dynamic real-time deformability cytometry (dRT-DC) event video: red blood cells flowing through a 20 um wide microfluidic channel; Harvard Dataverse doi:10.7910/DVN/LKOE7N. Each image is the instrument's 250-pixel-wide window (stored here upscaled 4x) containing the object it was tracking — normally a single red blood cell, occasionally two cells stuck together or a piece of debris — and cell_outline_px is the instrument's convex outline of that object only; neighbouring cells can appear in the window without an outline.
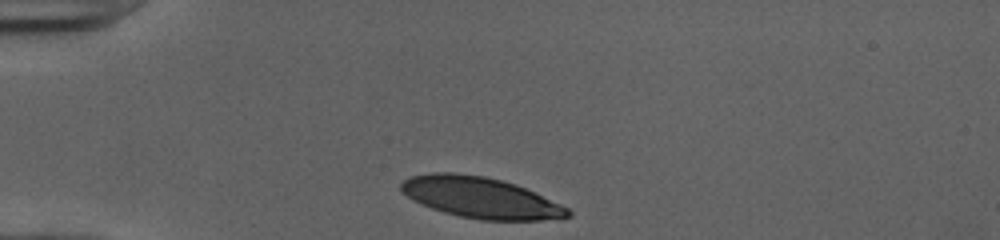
{"species": "human", "species_latin": "Homo sapiens", "temperature_condition": "cold", "stored_images_in_passage": 31, "camera_frame_rate_fps": 3000, "um_per_image_px": 0.085, "donor": {"sex": "female"}, "frame": {"image": 1, "passage_image": 1, "time_ms": 0.0, "image_size_px": [1000, 240], "cell_outline_px": [[572, 216], [540, 220], [480, 220], [460, 216], [444, 212], [432, 208], [412, 200], [400, 188], [400, 184], [408, 176], [432, 172], [452, 172], [484, 176], [516, 184], [560, 204], [568, 208], [572, 212]], "centroid_in_image_um": [40.82, 16.79], "position_along_channel_um": 44.2, "area_um2": 39.59}}
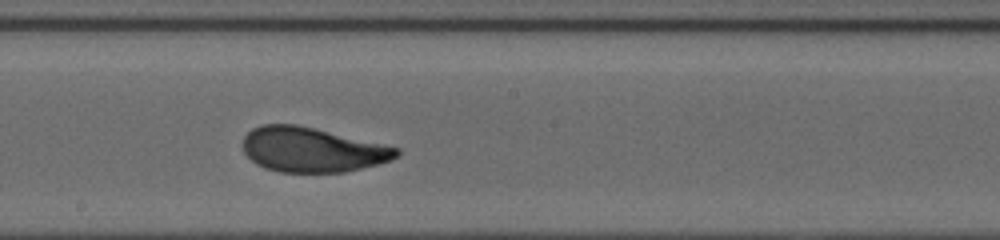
{"frame": {"image": 2, "passage_image": 17, "time_ms": 5.333, "image_size_px": [1000, 240], "cell_outline_px": [[400, 152], [392, 160], [344, 172], [280, 172], [264, 168], [256, 164], [244, 152], [244, 136], [252, 128], [260, 124], [296, 124], [400, 148]], "centroid_in_image_um": [26.5, 12.72], "position_along_channel_um": 221.7, "area_um2": 39.71}}
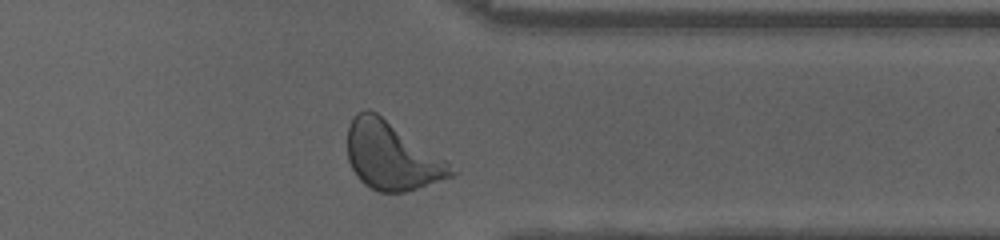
{"frame": {"image": 3, "passage_image": 29, "time_ms": 9.333, "image_size_px": [1000, 240], "cell_outline_px": [[460, 172], [456, 176], [404, 192], [376, 192], [364, 184], [356, 176], [348, 160], [348, 128], [352, 120], [360, 112], [368, 108], [376, 112]], "centroid_in_image_um": [33.27, 13.3], "position_along_channel_um": 378.1, "area_um2": 40.23}, "authors_computed_cell_mechanics": {"area_um2": 39.882, "velocity_mm_per_s": 3.9663, "shape_relaxation_time_tau1_ms": 3.0427, "shape_relaxation_time_tau2_ms": null, "deformation_change_tau1": 0.1505, "deformation_change_tau2": null}}